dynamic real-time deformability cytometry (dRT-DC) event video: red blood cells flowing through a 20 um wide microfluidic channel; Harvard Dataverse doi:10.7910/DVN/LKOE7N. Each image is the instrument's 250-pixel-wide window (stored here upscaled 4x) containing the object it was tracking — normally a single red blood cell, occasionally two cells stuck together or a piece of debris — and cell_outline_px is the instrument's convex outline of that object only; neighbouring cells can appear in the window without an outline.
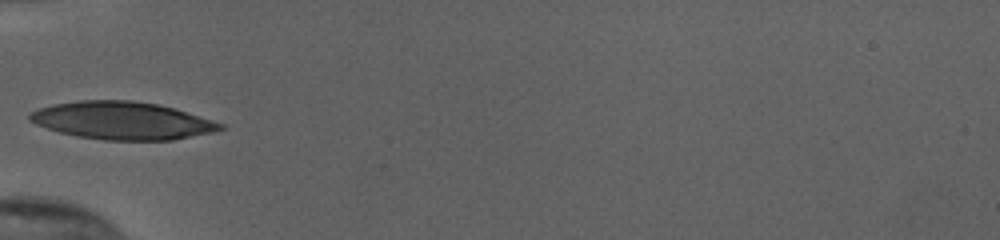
{"species": "human", "species_latin": "Homo sapiens", "temperature_condition": "cold", "stored_images_in_passage": 33, "camera_frame_rate_fps": 3000, "um_per_image_px": 0.085, "donor": {"sex": "female"}, "frame": {"image": 1, "passage_image": 1, "time_ms": 0.0, "image_size_px": [1000, 240], "cell_outline_px": [[224, 128], [212, 132], [172, 140], [104, 140], [76, 136], [60, 132], [36, 124], [28, 120], [28, 116], [32, 112], [40, 108], [52, 104], [80, 100], [128, 100], [156, 104], [176, 108], [224, 124]], "centroid_in_image_um": [10.38, 10.25], "position_along_channel_um": 74.6, "area_um2": 41.67}}
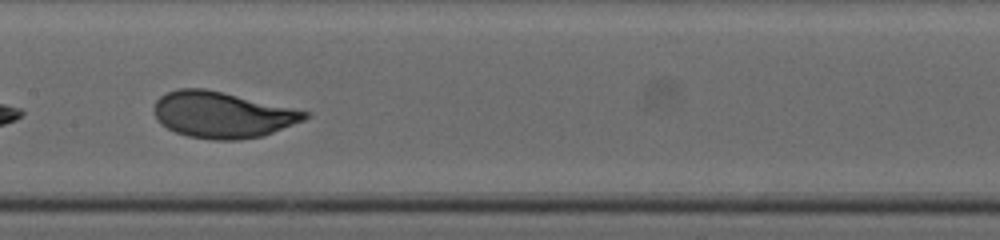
{"frame": {"image": 2, "passage_image": 10, "time_ms": 3.0, "image_size_px": [1000, 240], "cell_outline_px": [[308, 116], [304, 120], [264, 136], [240, 140], [212, 140], [188, 136], [176, 132], [160, 124], [156, 116], [156, 100], [160, 96], [176, 88], [204, 88], [308, 112]], "centroid_in_image_um": [18.87, 9.77], "position_along_channel_um": 188.5, "area_um2": 40.06}}
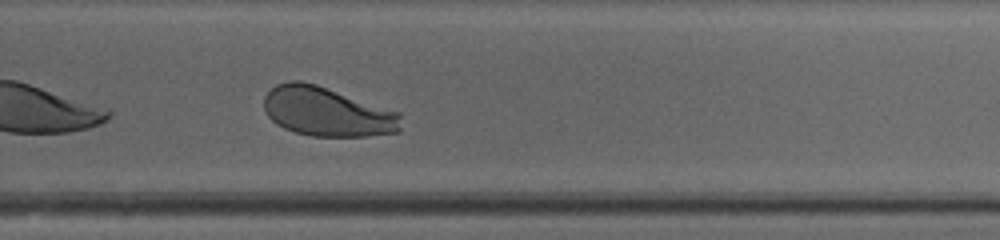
{"frame": {"image": 3, "passage_image": 19, "time_ms": 6.0, "image_size_px": [1000, 240], "cell_outline_px": [[400, 132], [368, 136], [312, 136], [296, 132], [284, 128], [276, 124], [268, 116], [264, 108], [264, 96], [276, 84], [288, 80], [300, 80], [316, 84], [400, 112]], "centroid_in_image_um": [27.79, 9.49], "position_along_channel_um": 302.0, "area_um2": 39.42}, "authors_computed_cell_mechanics": {"area_um2": 40.3444, "velocity_mm_per_s": 3.7956, "shape_relaxation_time_tau1_ms": 1.8673, "shape_relaxation_time_tau2_ms": null, "deformation_change_tau1": 0.1344, "deformation_change_tau2": null}}